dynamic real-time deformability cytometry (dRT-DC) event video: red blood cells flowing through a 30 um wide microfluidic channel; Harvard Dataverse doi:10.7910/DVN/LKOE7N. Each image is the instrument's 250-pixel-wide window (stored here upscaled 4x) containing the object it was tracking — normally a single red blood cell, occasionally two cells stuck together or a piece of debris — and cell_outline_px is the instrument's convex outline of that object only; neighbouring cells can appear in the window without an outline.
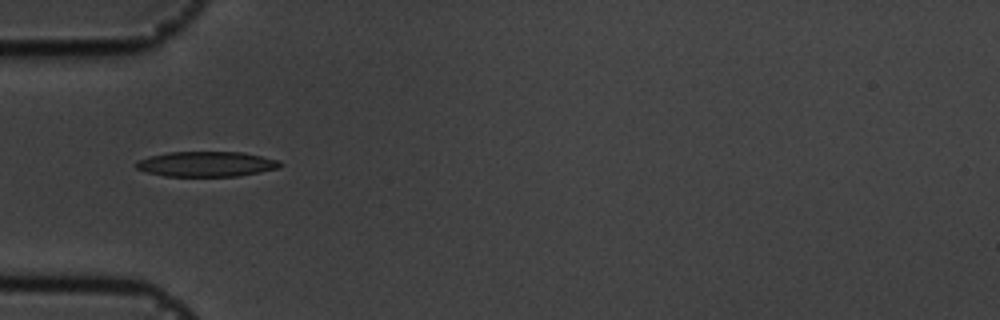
{"species": "common noctule bat (a hibernating species)", "species_latin": "Nyctalus noctula", "temperature_condition": "cold", "stored_images_in_passage": 39, "camera_frame_rate_fps": 3000, "um_per_image_px": 0.085, "animal": {"sex": "male", "body_mass_g": 19.5, "forearm_length_mm": 54.6}, "frame": {"image": 1, "passage_image": 1, "time_ms": 0.0, "image_size_px": [1000, 320], "cell_outline_px": [[284, 164], [280, 168], [240, 176], [164, 176], [148, 172], [136, 168], [136, 160], [148, 156], [168, 152], [240, 152], [280, 160]], "centroid_in_image_um": [17.56, 13.94], "position_along_channel_um": 67.4, "area_um2": 21.21}}
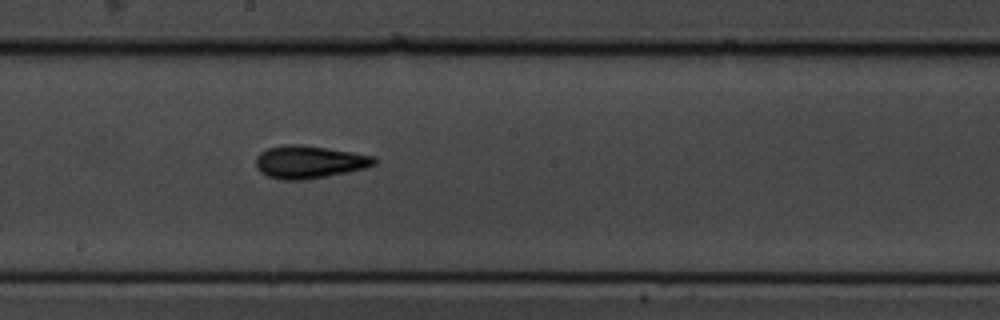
{"frame": {"image": 2, "passage_image": 14, "time_ms": 4.333, "image_size_px": [1000, 320], "cell_outline_px": [[376, 164], [364, 168], [348, 172], [300, 180], [280, 180], [268, 176], [260, 172], [256, 168], [256, 156], [260, 152], [268, 148], [284, 144], [300, 144], [328, 148], [376, 156]], "centroid_in_image_um": [26.26, 13.76], "position_along_channel_um": 221.9, "area_um2": 22.6}}
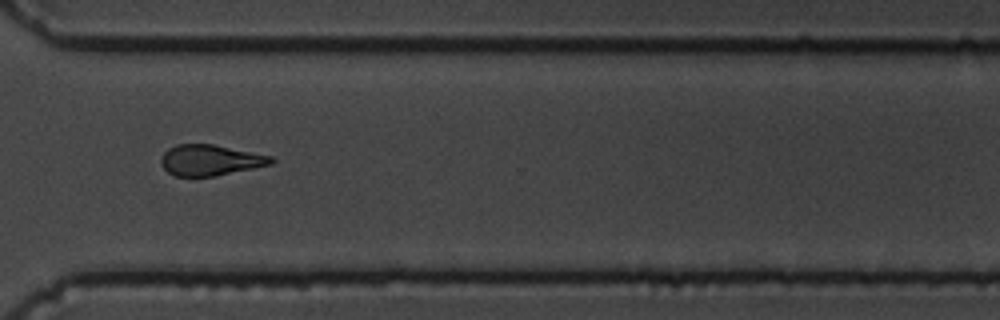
{"frame": {"image": 3, "passage_image": 25, "time_ms": 8.0, "image_size_px": [1000, 320], "cell_outline_px": [[276, 160], [272, 164], [216, 176], [176, 176], [168, 172], [160, 164], [160, 160], [164, 152], [168, 148], [176, 144], [212, 144], [272, 156]], "centroid_in_image_um": [17.86, 13.61], "position_along_channel_um": 352.7, "area_um2": 19.77}, "authors_computed_cell_mechanics": {"area_um2": 20.2878, "velocity_mm_per_s": 3.5721, "shape_relaxation_time_tau1_ms": 3.5003, "shape_relaxation_time_tau2_ms": 4.1404, "deformation_change_tau1": 0.15, "deformation_change_tau2": 0.1416}}